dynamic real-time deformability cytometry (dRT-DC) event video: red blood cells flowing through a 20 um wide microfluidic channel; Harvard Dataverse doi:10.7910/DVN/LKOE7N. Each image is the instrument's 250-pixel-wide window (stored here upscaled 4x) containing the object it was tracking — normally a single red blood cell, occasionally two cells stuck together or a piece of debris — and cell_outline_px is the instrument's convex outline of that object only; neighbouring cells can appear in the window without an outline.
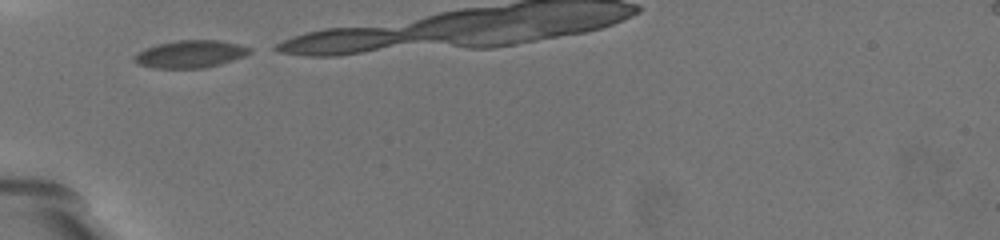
{"species": "common noctule bat (a hibernating species)", "species_latin": "Nyctalus noctula", "temperature_condition": "warm", "stored_images_in_passage": 6, "camera_frame_rate_fps": 3000, "um_per_image_px": 0.085, "animal": {"sex": "female", "body_mass_g": 19.5, "forearm_length_mm": 54.1}, "frame": {"image": 1, "passage_image": 1, "time_ms": 0.0, "image_size_px": [1000, 240], "cell_outline_px": [[252, 52], [244, 56], [220, 64], [204, 68], [156, 68], [140, 64], [132, 60], [132, 56], [136, 52], [160, 44], [176, 40], [216, 40], [236, 44], [252, 48]], "centroid_in_image_um": [16.17, 4.6], "position_along_channel_um": 68.8, "area_um2": 18.26}}
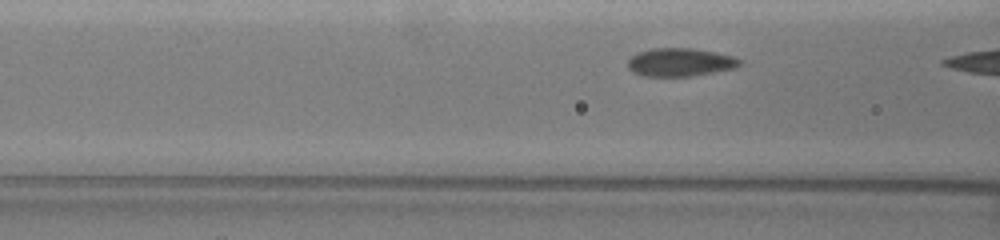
{"frame": {"image": 2, "passage_image": 5, "time_ms": 1.333, "image_size_px": [1000, 240], "cell_outline_px": [[744, 60], [740, 64], [732, 68], [712, 72], [688, 76], [644, 76], [632, 72], [628, 68], [628, 60], [632, 56], [640, 52], [652, 48], [692, 48], [732, 56]], "centroid_in_image_um": [57.77, 5.29], "position_along_channel_um": 108.8, "area_um2": 18.09}}